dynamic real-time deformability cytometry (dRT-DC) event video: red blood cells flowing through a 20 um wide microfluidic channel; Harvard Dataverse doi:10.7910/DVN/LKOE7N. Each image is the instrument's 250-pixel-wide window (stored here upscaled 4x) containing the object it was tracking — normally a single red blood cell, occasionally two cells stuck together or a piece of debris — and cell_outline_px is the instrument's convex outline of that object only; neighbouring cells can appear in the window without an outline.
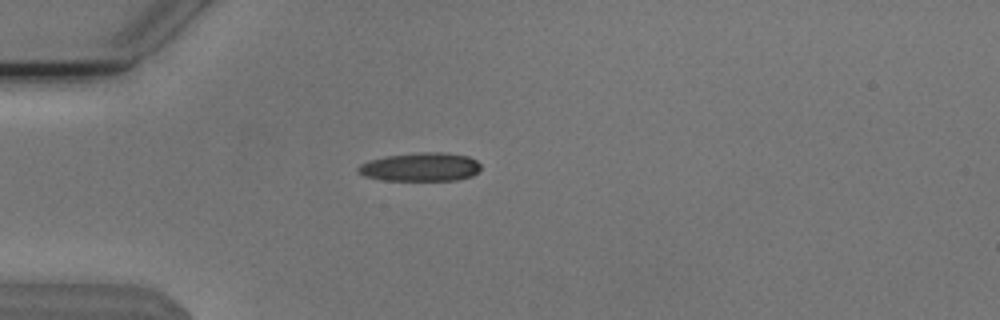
{"species": "Egyptian fruit bat (a non-hibernating species)", "species_latin": "Rousettus aegyptiacus", "temperature_condition": "cold", "stored_images_in_passage": 40, "camera_frame_rate_fps": 3000, "um_per_image_px": 0.085, "animal": {"sex": "male"}, "frame": {"image": 1, "passage_image": 1, "time_ms": 0.0, "image_size_px": [1000, 320], "cell_outline_px": [[480, 168], [472, 176], [456, 180], [384, 180], [364, 176], [356, 172], [356, 168], [360, 164], [384, 156], [420, 152], [444, 152], [468, 156], [476, 160], [480, 164]], "centroid_in_image_um": [35.73, 14.19], "position_along_channel_um": 49.3, "area_um2": 20.46}}
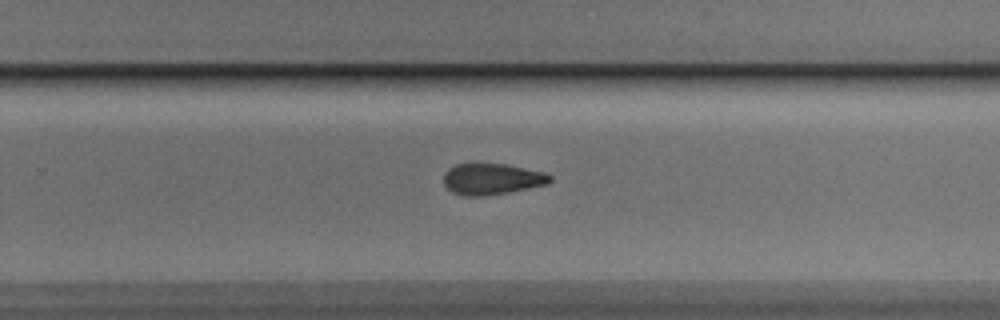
{"frame": {"image": 2, "passage_image": 21, "time_ms": 6.667, "image_size_px": [1000, 320], "cell_outline_px": [[552, 180], [548, 184], [508, 192], [484, 196], [464, 196], [452, 192], [444, 184], [444, 172], [448, 168], [456, 164], [504, 164], [544, 172], [552, 176]], "centroid_in_image_um": [41.8, 15.22], "position_along_channel_um": 288.0, "area_um2": 19.25}}
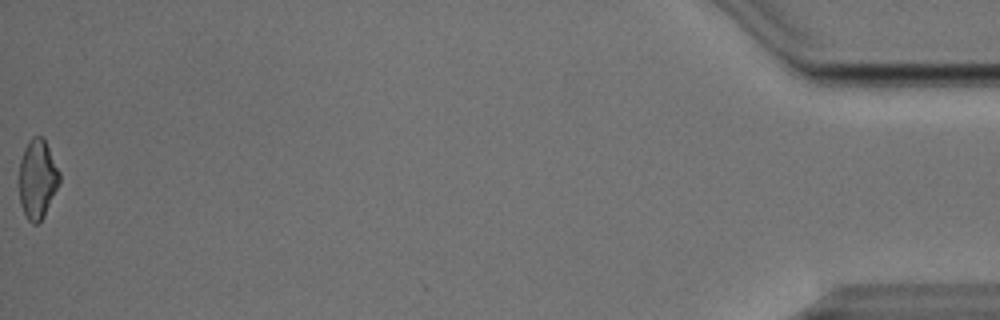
{"frame": {"image": 3, "passage_image": 40, "time_ms": 13.0, "image_size_px": [1000, 320], "cell_outline_px": [[60, 184], [44, 216], [36, 224], [32, 224], [28, 220], [20, 204], [20, 160], [24, 148], [32, 136], [40, 136], [44, 140], [60, 172]], "centroid_in_image_um": [3.19, 15.24], "position_along_channel_um": 432.0, "area_um2": 18.44}, "authors_computed_cell_mechanics": {"area_um2": 19.9699, "velocity_mm_per_s": 3.8264, "shape_relaxation_time_tau1_ms": null, "shape_relaxation_time_tau2_ms": 6.3832, "deformation_change_tau1": null, "deformation_change_tau2": 0.1507}}